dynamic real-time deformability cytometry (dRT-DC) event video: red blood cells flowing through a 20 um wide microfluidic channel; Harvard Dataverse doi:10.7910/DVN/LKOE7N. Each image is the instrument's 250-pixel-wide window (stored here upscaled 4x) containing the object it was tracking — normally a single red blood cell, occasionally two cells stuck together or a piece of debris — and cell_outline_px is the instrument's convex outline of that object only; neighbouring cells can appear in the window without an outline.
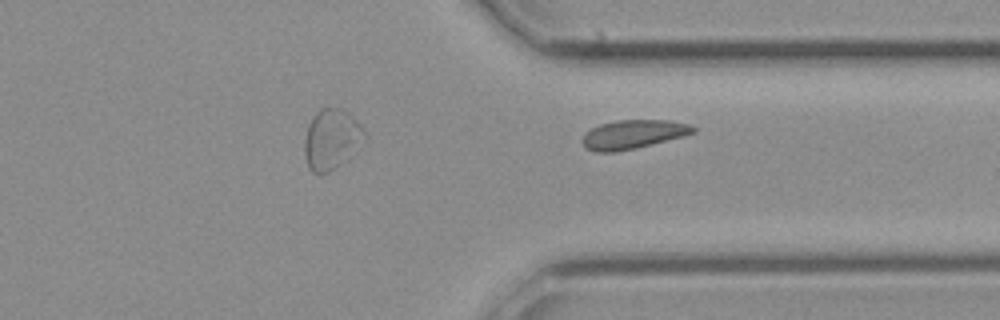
{"species": "common noctule bat (a hibernating species)", "species_latin": "Nyctalus noctula", "temperature_condition": "cold", "stored_images_in_passage": 23, "camera_frame_rate_fps": 3000, "um_per_image_px": 0.085, "animal": {"sex": "female", "body_mass_g": 21.9}, "frame": {"image": 1, "passage_image": 23, "time_ms": 7.333, "image_size_px": [1000, 320], "cell_outline_px": [[696, 132], [684, 136], [636, 148], [616, 152], [596, 152], [584, 148], [580, 140], [584, 132], [600, 124], [616, 120], [668, 120], [688, 124], [696, 128]], "centroid_in_image_um": [53.76, 11.43], "position_along_channel_um": 357.6, "area_um2": 18.84}}